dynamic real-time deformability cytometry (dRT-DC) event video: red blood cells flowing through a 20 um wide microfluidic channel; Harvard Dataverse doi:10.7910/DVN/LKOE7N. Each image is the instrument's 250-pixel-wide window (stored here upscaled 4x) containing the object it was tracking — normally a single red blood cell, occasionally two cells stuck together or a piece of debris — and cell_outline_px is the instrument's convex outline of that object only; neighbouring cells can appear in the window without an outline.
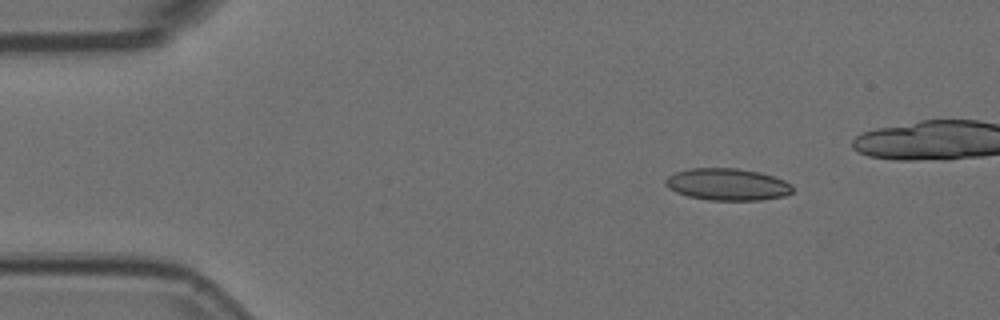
{"species": "Egyptian fruit bat (a non-hibernating species)", "species_latin": "Rousettus aegyptiacus", "temperature_condition": "room temperature", "stored_images_in_passage": 39, "camera_frame_rate_fps": 3000, "um_per_image_px": 0.085, "animal": {"sex": "female"}, "frame": {"image": 1, "passage_image": 1, "time_ms": 0.0, "image_size_px": [1000, 320], "cell_outline_px": [[792, 192], [784, 196], [760, 200], [708, 200], [688, 196], [676, 192], [668, 188], [664, 184], [664, 180], [668, 176], [676, 172], [692, 168], [736, 168], [760, 172], [784, 180], [792, 184]], "centroid_in_image_um": [61.81, 15.67], "position_along_channel_um": 23.2, "area_um2": 23.7}}
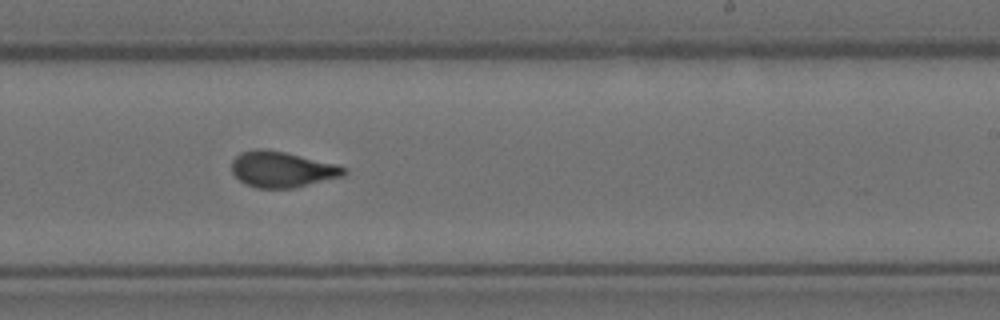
{"frame": {"image": 2, "passage_image": 26, "time_ms": 8.333, "image_size_px": [1000, 320], "cell_outline_px": [[348, 172], [344, 176], [292, 188], [256, 188], [244, 184], [232, 172], [232, 160], [240, 152], [256, 148], [284, 152], [336, 164], [348, 168]], "centroid_in_image_um": [23.97, 14.4], "position_along_channel_um": 265.0, "area_um2": 23.41}}
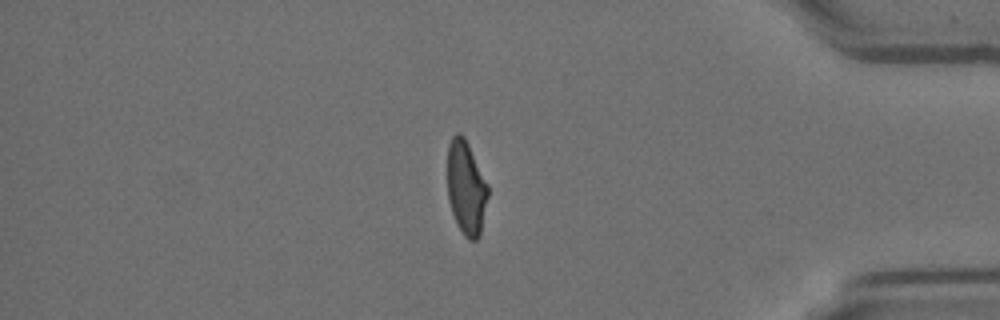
{"frame": {"image": 3, "passage_image": 39, "time_ms": 12.667, "image_size_px": [1000, 320], "cell_outline_px": [[488, 196], [480, 236], [476, 240], [468, 240], [464, 236], [456, 224], [448, 200], [448, 144], [452, 136], [456, 132], [460, 132], [464, 136], [488, 184]], "centroid_in_image_um": [39.62, 15.98], "position_along_channel_um": 395.6, "area_um2": 22.31}, "authors_computed_cell_mechanics": {"area_um2": 23.2934, "velocity_mm_per_s": 3.7707, "shape_relaxation_time_tau1_ms": 8.2228, "shape_relaxation_time_tau2_ms": 0.775, "deformation_change_tau1": 0.1959, "deformation_change_tau2": 0.08}}